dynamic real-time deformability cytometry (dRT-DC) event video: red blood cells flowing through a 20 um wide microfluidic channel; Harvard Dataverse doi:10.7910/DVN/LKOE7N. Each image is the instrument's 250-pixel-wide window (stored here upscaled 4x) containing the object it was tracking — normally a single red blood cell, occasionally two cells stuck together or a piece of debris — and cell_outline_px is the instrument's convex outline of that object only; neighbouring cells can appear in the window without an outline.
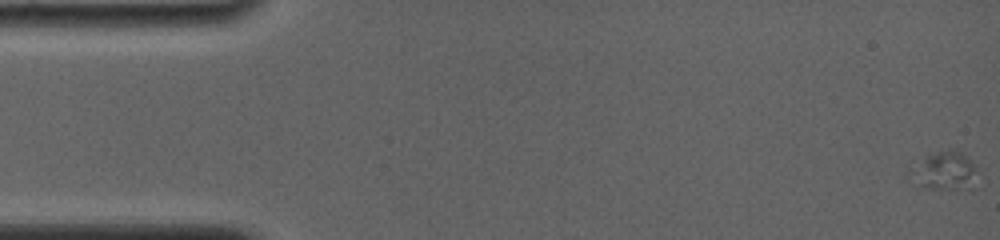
{"species": "common noctule bat (a hibernating species)", "species_latin": "Nyctalus noctula", "temperature_condition": "room temperature", "stored_images_in_passage": 32, "camera_frame_rate_fps": 4000, "um_per_image_px": 0.085, "animal": {"sex": "female", "body_mass_g": 19.0, "forearm_length_mm": 56.7}, "frame": {"image": 1, "passage_image": 1, "time_ms": 0.0, "image_size_px": [1000, 240], "cell_outline_px": [[976, 168], [968, 184], [956, 188], [920, 188], [912, 184], [904, 176], [924, 156], [936, 152], [960, 152]], "centroid_in_image_um": [80.03, 14.54], "position_along_channel_um": 5.0, "area_um2": 14.16}}
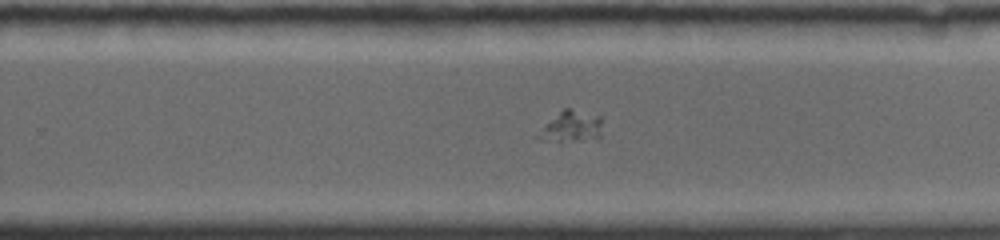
{"frame": {"image": 2, "passage_image": 19, "time_ms": 11.25, "image_size_px": [1000, 240], "cell_outline_px": [[600, 136], [560, 144], [540, 140], [532, 136], [564, 108], [568, 108], [600, 116]], "centroid_in_image_um": [48.44, 10.82], "position_along_channel_um": 281.4, "area_um2": 11.73}}
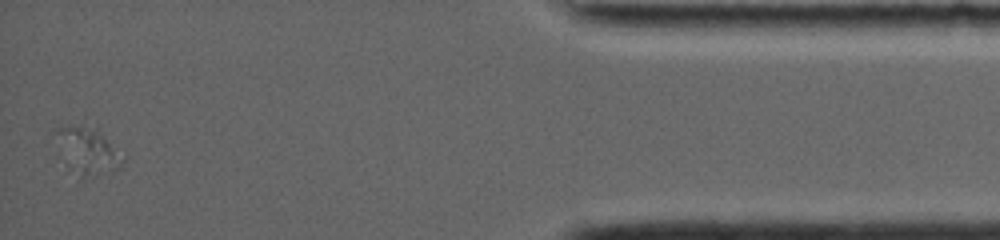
{"frame": {"image": 3, "passage_image": 32, "time_ms": 16.75, "image_size_px": [1000, 240], "cell_outline_px": [[124, 160], [120, 168], [112, 172], [52, 132], [60, 128], [72, 124], [96, 132], [124, 156]], "centroid_in_image_um": [7.82, 12.41], "position_along_channel_um": 427.4, "area_um2": 10.69}}